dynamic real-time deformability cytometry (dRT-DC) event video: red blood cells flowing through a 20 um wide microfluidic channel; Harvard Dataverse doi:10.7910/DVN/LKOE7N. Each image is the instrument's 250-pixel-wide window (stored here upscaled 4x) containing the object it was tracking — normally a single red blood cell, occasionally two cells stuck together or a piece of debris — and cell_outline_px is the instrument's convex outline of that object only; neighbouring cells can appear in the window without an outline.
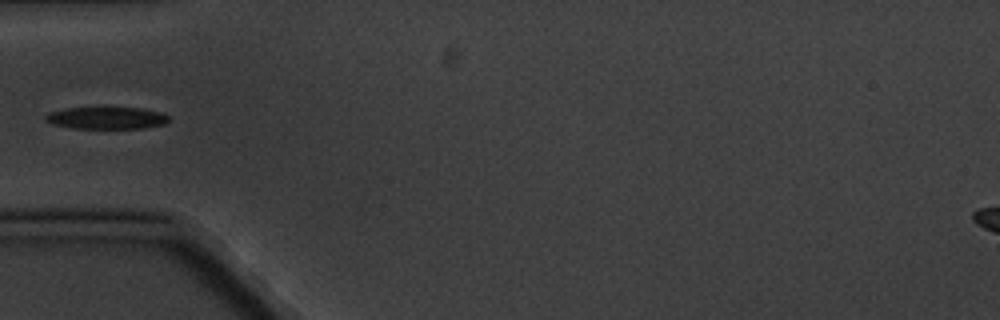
{"species": "common noctule bat (a hibernating species)", "species_latin": "Nyctalus noctula", "temperature_condition": "cold", "stored_images_in_passage": 3, "camera_frame_rate_fps": 3000, "um_per_image_px": 0.085, "animal": {"sex": "male", "body_mass_g": 20.1, "forearm_length_mm": 53.5}, "frame": {"image": 1, "passage_image": 3, "time_ms": 3.0, "image_size_px": [1000, 320], "cell_outline_px": [[168, 120], [164, 124], [144, 128], [72, 128], [52, 124], [44, 120], [44, 116], [48, 112], [64, 108], [104, 104], [144, 108], [160, 112], [168, 116]], "centroid_in_image_um": [9.0, 9.96], "position_along_channel_um": 76.0, "area_um2": 16.99}}